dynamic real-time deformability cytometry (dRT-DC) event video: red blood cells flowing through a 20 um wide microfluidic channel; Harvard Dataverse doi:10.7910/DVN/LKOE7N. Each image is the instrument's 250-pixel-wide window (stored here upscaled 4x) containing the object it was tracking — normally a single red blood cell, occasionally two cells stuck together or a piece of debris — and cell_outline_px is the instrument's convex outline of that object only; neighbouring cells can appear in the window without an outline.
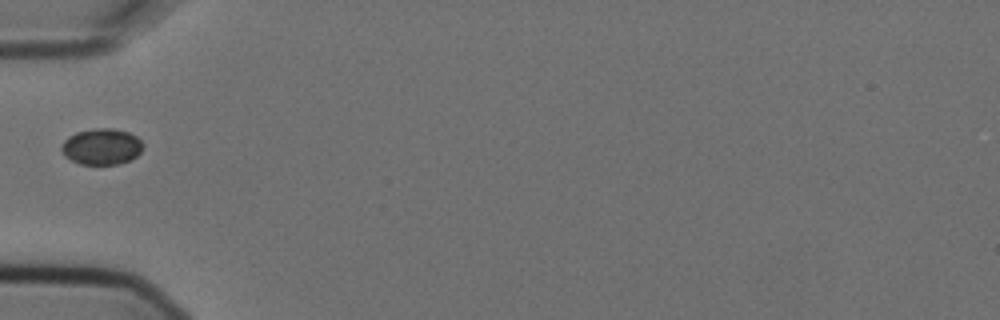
{"species": "Egyptian fruit bat (a non-hibernating species)", "species_latin": "Rousettus aegyptiacus", "temperature_condition": "cold", "stored_images_in_passage": 9, "camera_frame_rate_fps": 3000, "um_per_image_px": 0.085, "animal": {"sex": "female"}, "frame": {"image": 1, "passage_image": 6, "time_ms": 1.667, "image_size_px": [1000, 320], "cell_outline_px": [[144, 144], [140, 152], [136, 156], [120, 164], [80, 164], [64, 156], [60, 148], [64, 140], [68, 136], [76, 132], [96, 128], [112, 128], [128, 132], [136, 136]], "centroid_in_image_um": [8.62, 12.45], "position_along_channel_um": 76.4, "area_um2": 17.17}}
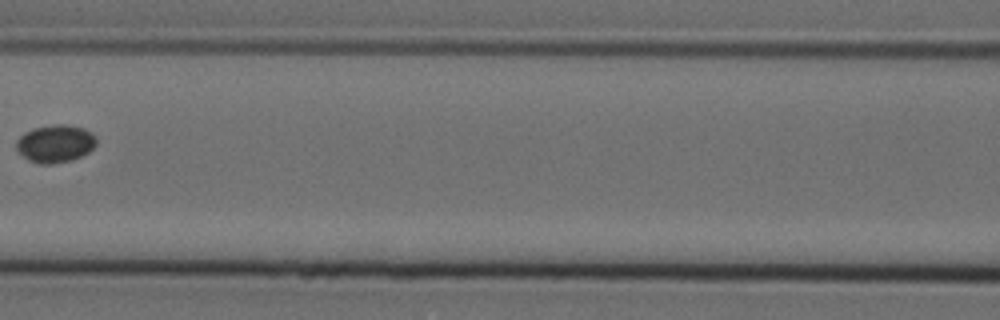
{"frame": {"image": 2, "passage_image": 8, "time_ms": 2.333, "image_size_px": [1000, 320], "cell_outline_px": [[96, 144], [88, 152], [72, 160], [52, 164], [40, 164], [28, 160], [16, 148], [16, 140], [24, 132], [32, 128], [56, 124], [64, 124], [84, 128], [92, 132], [96, 136]], "centroid_in_image_um": [4.7, 12.2], "position_along_channel_um": 161.9, "area_um2": 17.63}}
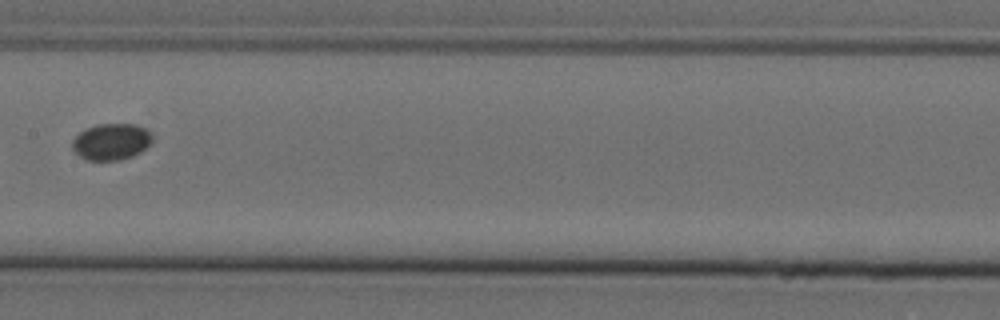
{"frame": {"image": 3, "passage_image": 9, "time_ms": 2.667, "image_size_px": [1000, 320], "cell_outline_px": [[152, 140], [140, 152], [132, 156], [120, 160], [88, 160], [80, 156], [72, 148], [72, 140], [80, 132], [96, 124], [136, 124], [148, 128], [152, 132]], "centroid_in_image_um": [9.48, 12.03], "position_along_channel_um": 197.9, "area_um2": 16.99}}